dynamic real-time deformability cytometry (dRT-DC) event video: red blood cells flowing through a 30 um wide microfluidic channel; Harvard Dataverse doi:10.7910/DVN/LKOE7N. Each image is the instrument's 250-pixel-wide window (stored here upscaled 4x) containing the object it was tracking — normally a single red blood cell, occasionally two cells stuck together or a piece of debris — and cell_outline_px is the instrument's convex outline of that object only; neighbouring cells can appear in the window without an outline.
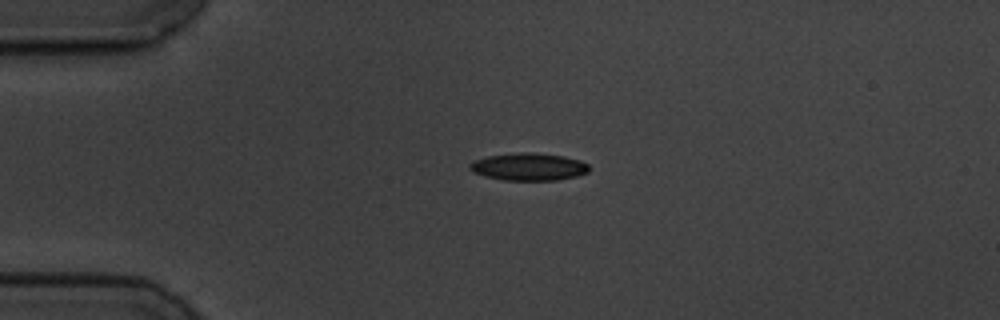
{"species": "common noctule bat (a hibernating species)", "species_latin": "Nyctalus noctula", "temperature_condition": "cold", "stored_images_in_passage": 45, "camera_frame_rate_fps": 3000, "um_per_image_px": 0.085, "animal": {"sex": "male", "body_mass_g": 19.5, "forearm_length_mm": 54.6}, "frame": {"image": 1, "passage_image": 1, "time_ms": 0.0, "image_size_px": [1000, 320], "cell_outline_px": [[588, 172], [576, 176], [556, 180], [504, 180], [484, 176], [472, 172], [468, 168], [468, 164], [476, 160], [488, 156], [520, 152], [532, 152], [564, 156], [580, 160], [588, 164]], "centroid_in_image_um": [44.92, 14.17], "position_along_channel_um": 40.1, "area_um2": 19.07}}
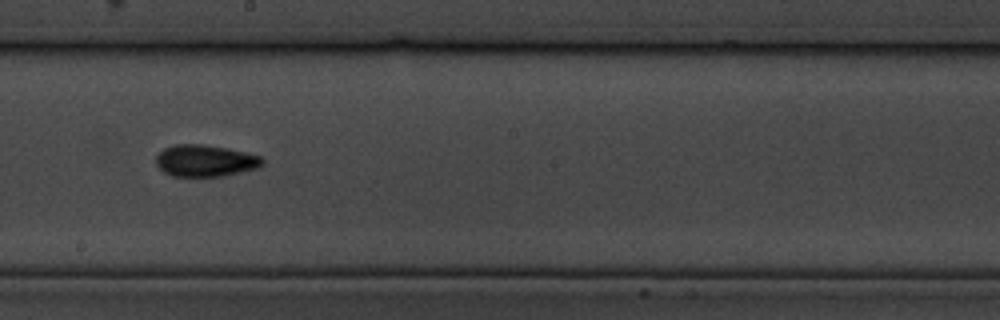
{"frame": {"image": 2, "passage_image": 20, "time_ms": 6.333, "image_size_px": [1000, 320], "cell_outline_px": [[264, 164], [260, 168], [224, 176], [172, 176], [164, 172], [156, 164], [156, 156], [164, 148], [176, 144], [204, 144], [228, 148], [260, 156], [264, 160]], "centroid_in_image_um": [17.47, 13.66], "position_along_channel_um": 230.7, "area_um2": 19.83}}
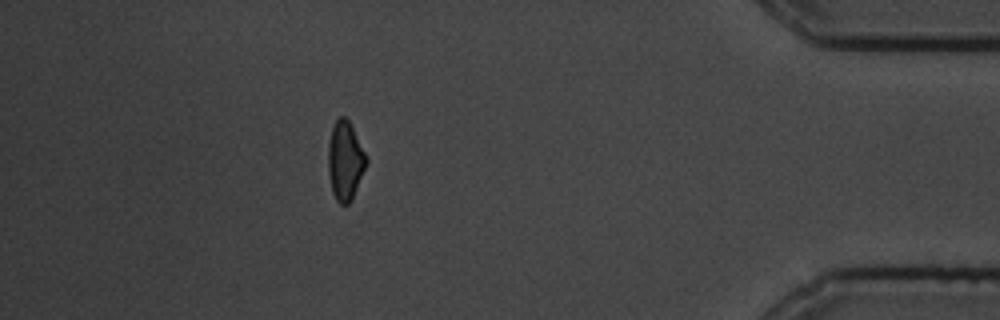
{"frame": {"image": 3, "passage_image": 39, "time_ms": 12.667, "image_size_px": [1000, 320], "cell_outline_px": [[368, 160], [352, 200], [348, 204], [340, 204], [336, 200], [332, 192], [328, 172], [328, 144], [332, 128], [336, 120], [340, 116], [344, 116], [348, 120]], "centroid_in_image_um": [29.32, 13.69], "position_along_channel_um": 405.9, "area_um2": 17.28}, "authors_computed_cell_mechanics": {"area_um2": 18.0914, "velocity_mm_per_s": 3.4746, "shape_relaxation_time_tau1_ms": 3.5008, "shape_relaxation_time_tau2_ms": 2.7154, "deformation_change_tau1": 0.1248, "deformation_change_tau2": 0.0966}}